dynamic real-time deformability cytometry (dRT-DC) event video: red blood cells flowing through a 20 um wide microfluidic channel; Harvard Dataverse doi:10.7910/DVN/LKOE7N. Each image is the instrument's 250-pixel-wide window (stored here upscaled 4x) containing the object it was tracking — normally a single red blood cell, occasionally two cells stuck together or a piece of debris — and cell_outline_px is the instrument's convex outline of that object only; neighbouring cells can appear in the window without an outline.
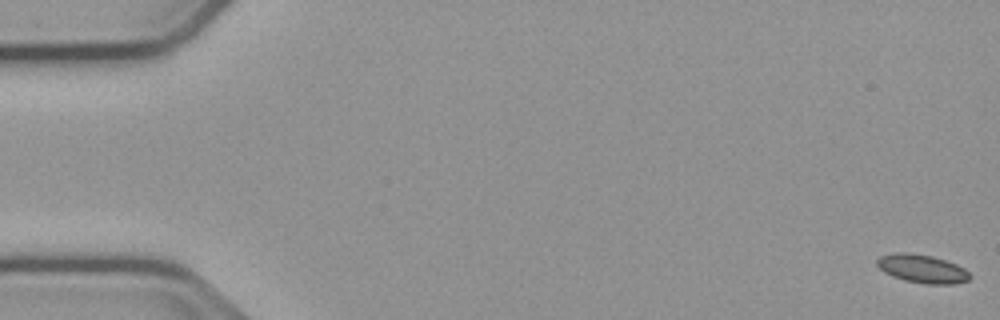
{"species": "common noctule bat (a hibernating species)", "species_latin": "Nyctalus noctula", "temperature_condition": "cold", "stored_images_in_passage": 56, "camera_frame_rate_fps": 3000, "um_per_image_px": 0.085, "animal": {"sex": "male", "body_mass_g": 23.1, "forearm_length_mm": 52.7}, "frame": {"image": 1, "passage_image": 1, "time_ms": 0.0, "image_size_px": [1000, 320], "cell_outline_px": [[972, 276], [968, 280], [956, 284], [924, 284], [904, 280], [892, 276], [884, 272], [876, 264], [876, 260], [880, 256], [892, 252], [908, 252], [932, 256], [956, 264], [964, 268]], "centroid_in_image_um": [78.37, 22.84], "position_along_channel_um": 6.6, "area_um2": 15.49}}
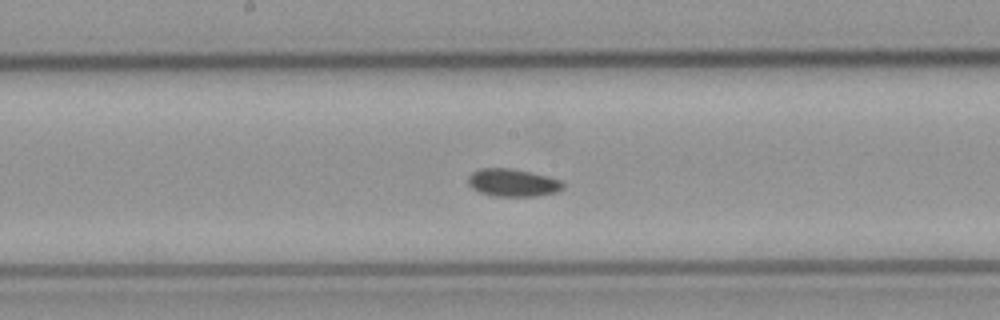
{"frame": {"image": 2, "passage_image": 29, "time_ms": 9.333, "image_size_px": [1000, 320], "cell_outline_px": [[564, 188], [556, 192], [536, 196], [492, 196], [480, 192], [472, 188], [468, 184], [468, 176], [472, 172], [480, 168], [512, 168], [532, 172], [548, 176], [560, 180], [564, 184]], "centroid_in_image_um": [43.58, 15.52], "position_along_channel_um": 204.6, "area_um2": 15.43}}
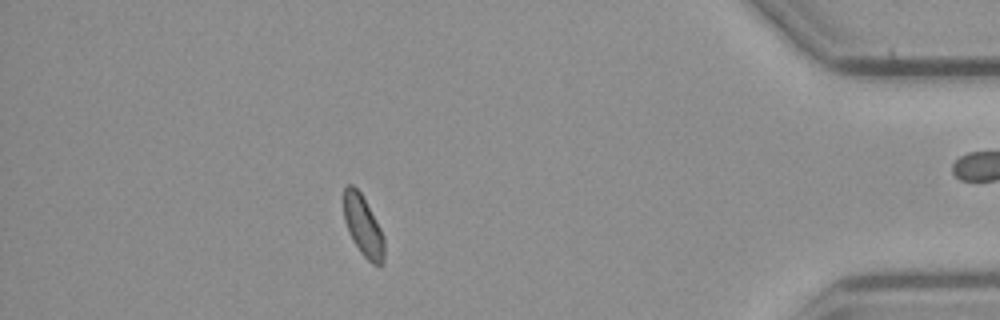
{"frame": {"image": 3, "passage_image": 49, "time_ms": 16.0, "image_size_px": [1000, 320], "cell_outline_px": [[384, 264], [372, 264], [360, 252], [352, 240], [348, 232], [344, 220], [344, 188], [348, 184], [352, 184], [360, 192], [376, 220], [384, 236]], "centroid_in_image_um": [30.86, 19.23], "position_along_channel_um": 404.3, "area_um2": 14.28}}